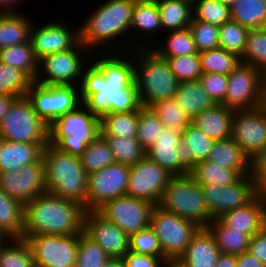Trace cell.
Segmentation results:
<instances>
[{"instance_id": "cell-23", "label": "cell", "mask_w": 266, "mask_h": 267, "mask_svg": "<svg viewBox=\"0 0 266 267\" xmlns=\"http://www.w3.org/2000/svg\"><path fill=\"white\" fill-rule=\"evenodd\" d=\"M265 209L266 193H259L246 206L225 212L219 219L233 230L252 237L262 230Z\"/></svg>"}, {"instance_id": "cell-8", "label": "cell", "mask_w": 266, "mask_h": 267, "mask_svg": "<svg viewBox=\"0 0 266 267\" xmlns=\"http://www.w3.org/2000/svg\"><path fill=\"white\" fill-rule=\"evenodd\" d=\"M0 139L38 144L42 149L49 143V127L36 114L30 101L17 98L3 117Z\"/></svg>"}, {"instance_id": "cell-10", "label": "cell", "mask_w": 266, "mask_h": 267, "mask_svg": "<svg viewBox=\"0 0 266 267\" xmlns=\"http://www.w3.org/2000/svg\"><path fill=\"white\" fill-rule=\"evenodd\" d=\"M223 106L245 110L266 104V75L252 65L241 63L228 75Z\"/></svg>"}, {"instance_id": "cell-52", "label": "cell", "mask_w": 266, "mask_h": 267, "mask_svg": "<svg viewBox=\"0 0 266 267\" xmlns=\"http://www.w3.org/2000/svg\"><path fill=\"white\" fill-rule=\"evenodd\" d=\"M188 28L198 53L219 48V26L192 19Z\"/></svg>"}, {"instance_id": "cell-56", "label": "cell", "mask_w": 266, "mask_h": 267, "mask_svg": "<svg viewBox=\"0 0 266 267\" xmlns=\"http://www.w3.org/2000/svg\"><path fill=\"white\" fill-rule=\"evenodd\" d=\"M125 267H162L165 261L160 256L143 255L127 251L122 257Z\"/></svg>"}, {"instance_id": "cell-47", "label": "cell", "mask_w": 266, "mask_h": 267, "mask_svg": "<svg viewBox=\"0 0 266 267\" xmlns=\"http://www.w3.org/2000/svg\"><path fill=\"white\" fill-rule=\"evenodd\" d=\"M150 109L159 117L165 128L183 132L191 123L173 98L157 101L150 106Z\"/></svg>"}, {"instance_id": "cell-65", "label": "cell", "mask_w": 266, "mask_h": 267, "mask_svg": "<svg viewBox=\"0 0 266 267\" xmlns=\"http://www.w3.org/2000/svg\"><path fill=\"white\" fill-rule=\"evenodd\" d=\"M224 6L231 7L237 0H219Z\"/></svg>"}, {"instance_id": "cell-24", "label": "cell", "mask_w": 266, "mask_h": 267, "mask_svg": "<svg viewBox=\"0 0 266 267\" xmlns=\"http://www.w3.org/2000/svg\"><path fill=\"white\" fill-rule=\"evenodd\" d=\"M220 254L213 234L207 227H200L178 259L187 267H215Z\"/></svg>"}, {"instance_id": "cell-39", "label": "cell", "mask_w": 266, "mask_h": 267, "mask_svg": "<svg viewBox=\"0 0 266 267\" xmlns=\"http://www.w3.org/2000/svg\"><path fill=\"white\" fill-rule=\"evenodd\" d=\"M190 175L200 185L216 184L217 186H227L235 183L240 176L231 169L209 161H201L191 167Z\"/></svg>"}, {"instance_id": "cell-57", "label": "cell", "mask_w": 266, "mask_h": 267, "mask_svg": "<svg viewBox=\"0 0 266 267\" xmlns=\"http://www.w3.org/2000/svg\"><path fill=\"white\" fill-rule=\"evenodd\" d=\"M248 251L266 265V233L264 231L261 230L251 237Z\"/></svg>"}, {"instance_id": "cell-62", "label": "cell", "mask_w": 266, "mask_h": 267, "mask_svg": "<svg viewBox=\"0 0 266 267\" xmlns=\"http://www.w3.org/2000/svg\"><path fill=\"white\" fill-rule=\"evenodd\" d=\"M104 267H125V264L122 258L109 257Z\"/></svg>"}, {"instance_id": "cell-49", "label": "cell", "mask_w": 266, "mask_h": 267, "mask_svg": "<svg viewBox=\"0 0 266 267\" xmlns=\"http://www.w3.org/2000/svg\"><path fill=\"white\" fill-rule=\"evenodd\" d=\"M249 30L230 19L219 26V48L235 53L240 57L243 54Z\"/></svg>"}, {"instance_id": "cell-34", "label": "cell", "mask_w": 266, "mask_h": 267, "mask_svg": "<svg viewBox=\"0 0 266 267\" xmlns=\"http://www.w3.org/2000/svg\"><path fill=\"white\" fill-rule=\"evenodd\" d=\"M0 229L10 238H23L24 205L0 188Z\"/></svg>"}, {"instance_id": "cell-44", "label": "cell", "mask_w": 266, "mask_h": 267, "mask_svg": "<svg viewBox=\"0 0 266 267\" xmlns=\"http://www.w3.org/2000/svg\"><path fill=\"white\" fill-rule=\"evenodd\" d=\"M241 63L252 65L266 75V28L250 29Z\"/></svg>"}, {"instance_id": "cell-19", "label": "cell", "mask_w": 266, "mask_h": 267, "mask_svg": "<svg viewBox=\"0 0 266 267\" xmlns=\"http://www.w3.org/2000/svg\"><path fill=\"white\" fill-rule=\"evenodd\" d=\"M231 138L251 159L266 144V104L254 109L236 110Z\"/></svg>"}, {"instance_id": "cell-33", "label": "cell", "mask_w": 266, "mask_h": 267, "mask_svg": "<svg viewBox=\"0 0 266 267\" xmlns=\"http://www.w3.org/2000/svg\"><path fill=\"white\" fill-rule=\"evenodd\" d=\"M207 228L213 234L222 254L240 255L248 251L251 237L226 226L219 218L213 219Z\"/></svg>"}, {"instance_id": "cell-41", "label": "cell", "mask_w": 266, "mask_h": 267, "mask_svg": "<svg viewBox=\"0 0 266 267\" xmlns=\"http://www.w3.org/2000/svg\"><path fill=\"white\" fill-rule=\"evenodd\" d=\"M80 161L88 175L115 163L113 152L101 134L87 145L80 156Z\"/></svg>"}, {"instance_id": "cell-31", "label": "cell", "mask_w": 266, "mask_h": 267, "mask_svg": "<svg viewBox=\"0 0 266 267\" xmlns=\"http://www.w3.org/2000/svg\"><path fill=\"white\" fill-rule=\"evenodd\" d=\"M163 31L182 30L192 20L191 0H156Z\"/></svg>"}, {"instance_id": "cell-6", "label": "cell", "mask_w": 266, "mask_h": 267, "mask_svg": "<svg viewBox=\"0 0 266 267\" xmlns=\"http://www.w3.org/2000/svg\"><path fill=\"white\" fill-rule=\"evenodd\" d=\"M99 134L100 119L82 104L49 127V143L62 152L80 157Z\"/></svg>"}, {"instance_id": "cell-15", "label": "cell", "mask_w": 266, "mask_h": 267, "mask_svg": "<svg viewBox=\"0 0 266 267\" xmlns=\"http://www.w3.org/2000/svg\"><path fill=\"white\" fill-rule=\"evenodd\" d=\"M130 166L113 163L88 175L87 211H96L108 200L127 193Z\"/></svg>"}, {"instance_id": "cell-20", "label": "cell", "mask_w": 266, "mask_h": 267, "mask_svg": "<svg viewBox=\"0 0 266 267\" xmlns=\"http://www.w3.org/2000/svg\"><path fill=\"white\" fill-rule=\"evenodd\" d=\"M77 28V29H76ZM72 28L62 20L41 24L36 29L32 25L30 41L38 60L41 58L72 49L80 41V27Z\"/></svg>"}, {"instance_id": "cell-38", "label": "cell", "mask_w": 266, "mask_h": 267, "mask_svg": "<svg viewBox=\"0 0 266 267\" xmlns=\"http://www.w3.org/2000/svg\"><path fill=\"white\" fill-rule=\"evenodd\" d=\"M215 140L206 136L190 123L182 132V145L190 167L201 161H206Z\"/></svg>"}, {"instance_id": "cell-37", "label": "cell", "mask_w": 266, "mask_h": 267, "mask_svg": "<svg viewBox=\"0 0 266 267\" xmlns=\"http://www.w3.org/2000/svg\"><path fill=\"white\" fill-rule=\"evenodd\" d=\"M231 19L248 29L266 28V4L263 0H237L230 7Z\"/></svg>"}, {"instance_id": "cell-1", "label": "cell", "mask_w": 266, "mask_h": 267, "mask_svg": "<svg viewBox=\"0 0 266 267\" xmlns=\"http://www.w3.org/2000/svg\"><path fill=\"white\" fill-rule=\"evenodd\" d=\"M101 51V58L92 59L83 69L79 84L83 105L98 119L109 113L138 111L142 105L134 82V57L131 61L128 56Z\"/></svg>"}, {"instance_id": "cell-11", "label": "cell", "mask_w": 266, "mask_h": 267, "mask_svg": "<svg viewBox=\"0 0 266 267\" xmlns=\"http://www.w3.org/2000/svg\"><path fill=\"white\" fill-rule=\"evenodd\" d=\"M150 227L154 230L167 259H178L200 228L195 222L167 212L157 205L151 214Z\"/></svg>"}, {"instance_id": "cell-9", "label": "cell", "mask_w": 266, "mask_h": 267, "mask_svg": "<svg viewBox=\"0 0 266 267\" xmlns=\"http://www.w3.org/2000/svg\"><path fill=\"white\" fill-rule=\"evenodd\" d=\"M26 98L48 127L83 104L77 85H44L34 81Z\"/></svg>"}, {"instance_id": "cell-40", "label": "cell", "mask_w": 266, "mask_h": 267, "mask_svg": "<svg viewBox=\"0 0 266 267\" xmlns=\"http://www.w3.org/2000/svg\"><path fill=\"white\" fill-rule=\"evenodd\" d=\"M199 54L201 71L204 73H217L228 76L238 65L240 57L222 48L202 51Z\"/></svg>"}, {"instance_id": "cell-61", "label": "cell", "mask_w": 266, "mask_h": 267, "mask_svg": "<svg viewBox=\"0 0 266 267\" xmlns=\"http://www.w3.org/2000/svg\"><path fill=\"white\" fill-rule=\"evenodd\" d=\"M21 1L23 0H0V13H15L16 11H14V8L16 4H19Z\"/></svg>"}, {"instance_id": "cell-32", "label": "cell", "mask_w": 266, "mask_h": 267, "mask_svg": "<svg viewBox=\"0 0 266 267\" xmlns=\"http://www.w3.org/2000/svg\"><path fill=\"white\" fill-rule=\"evenodd\" d=\"M136 28V29H135ZM130 30L138 31V37H150L163 32L156 0H135Z\"/></svg>"}, {"instance_id": "cell-2", "label": "cell", "mask_w": 266, "mask_h": 267, "mask_svg": "<svg viewBox=\"0 0 266 267\" xmlns=\"http://www.w3.org/2000/svg\"><path fill=\"white\" fill-rule=\"evenodd\" d=\"M85 212L77 202L46 192L24 205L23 235L80 234Z\"/></svg>"}, {"instance_id": "cell-60", "label": "cell", "mask_w": 266, "mask_h": 267, "mask_svg": "<svg viewBox=\"0 0 266 267\" xmlns=\"http://www.w3.org/2000/svg\"><path fill=\"white\" fill-rule=\"evenodd\" d=\"M215 267H236V255L221 253Z\"/></svg>"}, {"instance_id": "cell-4", "label": "cell", "mask_w": 266, "mask_h": 267, "mask_svg": "<svg viewBox=\"0 0 266 267\" xmlns=\"http://www.w3.org/2000/svg\"><path fill=\"white\" fill-rule=\"evenodd\" d=\"M104 1L79 26L80 41L92 52L97 46L103 48L109 44L106 48H110V42L127 36V31L130 34L135 0Z\"/></svg>"}, {"instance_id": "cell-13", "label": "cell", "mask_w": 266, "mask_h": 267, "mask_svg": "<svg viewBox=\"0 0 266 267\" xmlns=\"http://www.w3.org/2000/svg\"><path fill=\"white\" fill-rule=\"evenodd\" d=\"M28 242L35 267H75L79 234L23 235Z\"/></svg>"}, {"instance_id": "cell-48", "label": "cell", "mask_w": 266, "mask_h": 267, "mask_svg": "<svg viewBox=\"0 0 266 267\" xmlns=\"http://www.w3.org/2000/svg\"><path fill=\"white\" fill-rule=\"evenodd\" d=\"M164 128V124L150 107L142 106L138 110L137 140L145 150L155 143Z\"/></svg>"}, {"instance_id": "cell-58", "label": "cell", "mask_w": 266, "mask_h": 267, "mask_svg": "<svg viewBox=\"0 0 266 267\" xmlns=\"http://www.w3.org/2000/svg\"><path fill=\"white\" fill-rule=\"evenodd\" d=\"M236 267H266V265L249 251H246L236 255Z\"/></svg>"}, {"instance_id": "cell-50", "label": "cell", "mask_w": 266, "mask_h": 267, "mask_svg": "<svg viewBox=\"0 0 266 267\" xmlns=\"http://www.w3.org/2000/svg\"><path fill=\"white\" fill-rule=\"evenodd\" d=\"M109 256L84 232L79 234L75 267H104Z\"/></svg>"}, {"instance_id": "cell-45", "label": "cell", "mask_w": 266, "mask_h": 267, "mask_svg": "<svg viewBox=\"0 0 266 267\" xmlns=\"http://www.w3.org/2000/svg\"><path fill=\"white\" fill-rule=\"evenodd\" d=\"M113 152L115 162L134 165L146 156V150L137 139H124L117 136H103Z\"/></svg>"}, {"instance_id": "cell-63", "label": "cell", "mask_w": 266, "mask_h": 267, "mask_svg": "<svg viewBox=\"0 0 266 267\" xmlns=\"http://www.w3.org/2000/svg\"><path fill=\"white\" fill-rule=\"evenodd\" d=\"M162 267H187V266L179 259H167L163 262Z\"/></svg>"}, {"instance_id": "cell-43", "label": "cell", "mask_w": 266, "mask_h": 267, "mask_svg": "<svg viewBox=\"0 0 266 267\" xmlns=\"http://www.w3.org/2000/svg\"><path fill=\"white\" fill-rule=\"evenodd\" d=\"M33 82L26 72L0 61V95L24 97Z\"/></svg>"}, {"instance_id": "cell-46", "label": "cell", "mask_w": 266, "mask_h": 267, "mask_svg": "<svg viewBox=\"0 0 266 267\" xmlns=\"http://www.w3.org/2000/svg\"><path fill=\"white\" fill-rule=\"evenodd\" d=\"M192 19L221 26L231 19L230 8L219 0H193Z\"/></svg>"}, {"instance_id": "cell-64", "label": "cell", "mask_w": 266, "mask_h": 267, "mask_svg": "<svg viewBox=\"0 0 266 267\" xmlns=\"http://www.w3.org/2000/svg\"><path fill=\"white\" fill-rule=\"evenodd\" d=\"M10 237L6 235L1 229H0V247L9 239Z\"/></svg>"}, {"instance_id": "cell-59", "label": "cell", "mask_w": 266, "mask_h": 267, "mask_svg": "<svg viewBox=\"0 0 266 267\" xmlns=\"http://www.w3.org/2000/svg\"><path fill=\"white\" fill-rule=\"evenodd\" d=\"M17 99L14 96L0 95V125L3 117L7 114L12 103Z\"/></svg>"}, {"instance_id": "cell-26", "label": "cell", "mask_w": 266, "mask_h": 267, "mask_svg": "<svg viewBox=\"0 0 266 267\" xmlns=\"http://www.w3.org/2000/svg\"><path fill=\"white\" fill-rule=\"evenodd\" d=\"M206 161L234 170L240 177L250 172V158L232 138L215 141Z\"/></svg>"}, {"instance_id": "cell-53", "label": "cell", "mask_w": 266, "mask_h": 267, "mask_svg": "<svg viewBox=\"0 0 266 267\" xmlns=\"http://www.w3.org/2000/svg\"><path fill=\"white\" fill-rule=\"evenodd\" d=\"M129 251L143 255L160 256L164 260H167L159 240L151 227L140 230L130 236Z\"/></svg>"}, {"instance_id": "cell-5", "label": "cell", "mask_w": 266, "mask_h": 267, "mask_svg": "<svg viewBox=\"0 0 266 267\" xmlns=\"http://www.w3.org/2000/svg\"><path fill=\"white\" fill-rule=\"evenodd\" d=\"M135 85L142 106L150 107L160 100L172 99L178 80L166 59L151 48H135ZM136 60V62H135Z\"/></svg>"}, {"instance_id": "cell-30", "label": "cell", "mask_w": 266, "mask_h": 267, "mask_svg": "<svg viewBox=\"0 0 266 267\" xmlns=\"http://www.w3.org/2000/svg\"><path fill=\"white\" fill-rule=\"evenodd\" d=\"M166 34L167 36H165L164 39L165 44L163 43V45L159 43L160 46L159 45L158 47L153 46L154 47L153 48L152 45H150L151 47L145 45L146 42L144 41H142V43L138 41L137 43L135 42L132 43V45L135 46V47L133 46V48L134 49L151 48L162 58H173V57L186 56L198 53L189 28L169 31Z\"/></svg>"}, {"instance_id": "cell-35", "label": "cell", "mask_w": 266, "mask_h": 267, "mask_svg": "<svg viewBox=\"0 0 266 267\" xmlns=\"http://www.w3.org/2000/svg\"><path fill=\"white\" fill-rule=\"evenodd\" d=\"M138 111L109 113L100 119L102 136H117L124 139H137Z\"/></svg>"}, {"instance_id": "cell-29", "label": "cell", "mask_w": 266, "mask_h": 267, "mask_svg": "<svg viewBox=\"0 0 266 267\" xmlns=\"http://www.w3.org/2000/svg\"><path fill=\"white\" fill-rule=\"evenodd\" d=\"M34 23L20 12L0 13V50L30 41Z\"/></svg>"}, {"instance_id": "cell-21", "label": "cell", "mask_w": 266, "mask_h": 267, "mask_svg": "<svg viewBox=\"0 0 266 267\" xmlns=\"http://www.w3.org/2000/svg\"><path fill=\"white\" fill-rule=\"evenodd\" d=\"M146 156L173 176L190 174L182 145V131L164 128L155 143L146 150Z\"/></svg>"}, {"instance_id": "cell-51", "label": "cell", "mask_w": 266, "mask_h": 267, "mask_svg": "<svg viewBox=\"0 0 266 267\" xmlns=\"http://www.w3.org/2000/svg\"><path fill=\"white\" fill-rule=\"evenodd\" d=\"M179 83L198 80L202 75L199 54L164 58Z\"/></svg>"}, {"instance_id": "cell-42", "label": "cell", "mask_w": 266, "mask_h": 267, "mask_svg": "<svg viewBox=\"0 0 266 267\" xmlns=\"http://www.w3.org/2000/svg\"><path fill=\"white\" fill-rule=\"evenodd\" d=\"M0 267H35L31 248L24 238H9L0 247Z\"/></svg>"}, {"instance_id": "cell-3", "label": "cell", "mask_w": 266, "mask_h": 267, "mask_svg": "<svg viewBox=\"0 0 266 267\" xmlns=\"http://www.w3.org/2000/svg\"><path fill=\"white\" fill-rule=\"evenodd\" d=\"M47 192L77 202L87 211L88 174L80 157L48 143L42 152Z\"/></svg>"}, {"instance_id": "cell-28", "label": "cell", "mask_w": 266, "mask_h": 267, "mask_svg": "<svg viewBox=\"0 0 266 267\" xmlns=\"http://www.w3.org/2000/svg\"><path fill=\"white\" fill-rule=\"evenodd\" d=\"M173 99L190 120L216 105L202 87L199 79L179 83Z\"/></svg>"}, {"instance_id": "cell-17", "label": "cell", "mask_w": 266, "mask_h": 267, "mask_svg": "<svg viewBox=\"0 0 266 267\" xmlns=\"http://www.w3.org/2000/svg\"><path fill=\"white\" fill-rule=\"evenodd\" d=\"M173 177L154 161L145 156L130 166L126 195L158 205L165 187Z\"/></svg>"}, {"instance_id": "cell-36", "label": "cell", "mask_w": 266, "mask_h": 267, "mask_svg": "<svg viewBox=\"0 0 266 267\" xmlns=\"http://www.w3.org/2000/svg\"><path fill=\"white\" fill-rule=\"evenodd\" d=\"M0 61L26 72L33 80L37 76L39 60L31 41L1 49Z\"/></svg>"}, {"instance_id": "cell-18", "label": "cell", "mask_w": 266, "mask_h": 267, "mask_svg": "<svg viewBox=\"0 0 266 267\" xmlns=\"http://www.w3.org/2000/svg\"><path fill=\"white\" fill-rule=\"evenodd\" d=\"M0 188L23 205L46 193L42 157L37 162L20 167L17 171L0 172Z\"/></svg>"}, {"instance_id": "cell-66", "label": "cell", "mask_w": 266, "mask_h": 267, "mask_svg": "<svg viewBox=\"0 0 266 267\" xmlns=\"http://www.w3.org/2000/svg\"><path fill=\"white\" fill-rule=\"evenodd\" d=\"M262 231H264L266 233V209H265V212L263 214Z\"/></svg>"}, {"instance_id": "cell-55", "label": "cell", "mask_w": 266, "mask_h": 267, "mask_svg": "<svg viewBox=\"0 0 266 267\" xmlns=\"http://www.w3.org/2000/svg\"><path fill=\"white\" fill-rule=\"evenodd\" d=\"M249 175L256 189L266 193V144L250 159Z\"/></svg>"}, {"instance_id": "cell-14", "label": "cell", "mask_w": 266, "mask_h": 267, "mask_svg": "<svg viewBox=\"0 0 266 267\" xmlns=\"http://www.w3.org/2000/svg\"><path fill=\"white\" fill-rule=\"evenodd\" d=\"M155 205L145 200L124 195L108 200L96 211L106 220L116 224L129 237L150 227Z\"/></svg>"}, {"instance_id": "cell-7", "label": "cell", "mask_w": 266, "mask_h": 267, "mask_svg": "<svg viewBox=\"0 0 266 267\" xmlns=\"http://www.w3.org/2000/svg\"><path fill=\"white\" fill-rule=\"evenodd\" d=\"M161 209L207 227L213 220L201 191V186L190 175L173 176L158 203Z\"/></svg>"}, {"instance_id": "cell-25", "label": "cell", "mask_w": 266, "mask_h": 267, "mask_svg": "<svg viewBox=\"0 0 266 267\" xmlns=\"http://www.w3.org/2000/svg\"><path fill=\"white\" fill-rule=\"evenodd\" d=\"M235 109L216 104L195 116L191 123L213 140L231 138Z\"/></svg>"}, {"instance_id": "cell-16", "label": "cell", "mask_w": 266, "mask_h": 267, "mask_svg": "<svg viewBox=\"0 0 266 267\" xmlns=\"http://www.w3.org/2000/svg\"><path fill=\"white\" fill-rule=\"evenodd\" d=\"M200 186L213 219L219 218L225 212L246 206L260 193L250 175L241 176L232 185L206 184Z\"/></svg>"}, {"instance_id": "cell-22", "label": "cell", "mask_w": 266, "mask_h": 267, "mask_svg": "<svg viewBox=\"0 0 266 267\" xmlns=\"http://www.w3.org/2000/svg\"><path fill=\"white\" fill-rule=\"evenodd\" d=\"M83 232L96 242L109 257L122 258L129 251V236L97 211H86Z\"/></svg>"}, {"instance_id": "cell-54", "label": "cell", "mask_w": 266, "mask_h": 267, "mask_svg": "<svg viewBox=\"0 0 266 267\" xmlns=\"http://www.w3.org/2000/svg\"><path fill=\"white\" fill-rule=\"evenodd\" d=\"M199 81L216 104L224 101L228 86V76L217 73H204L199 77Z\"/></svg>"}, {"instance_id": "cell-12", "label": "cell", "mask_w": 266, "mask_h": 267, "mask_svg": "<svg viewBox=\"0 0 266 267\" xmlns=\"http://www.w3.org/2000/svg\"><path fill=\"white\" fill-rule=\"evenodd\" d=\"M87 50L89 49L79 41L70 50L53 53L41 58L34 81L44 85L79 86L83 69L86 66L84 64L88 62L86 57H83L84 51H86L85 54L89 53Z\"/></svg>"}, {"instance_id": "cell-27", "label": "cell", "mask_w": 266, "mask_h": 267, "mask_svg": "<svg viewBox=\"0 0 266 267\" xmlns=\"http://www.w3.org/2000/svg\"><path fill=\"white\" fill-rule=\"evenodd\" d=\"M42 152L38 144L0 139V172L17 171L22 166L37 162Z\"/></svg>"}]
</instances>
